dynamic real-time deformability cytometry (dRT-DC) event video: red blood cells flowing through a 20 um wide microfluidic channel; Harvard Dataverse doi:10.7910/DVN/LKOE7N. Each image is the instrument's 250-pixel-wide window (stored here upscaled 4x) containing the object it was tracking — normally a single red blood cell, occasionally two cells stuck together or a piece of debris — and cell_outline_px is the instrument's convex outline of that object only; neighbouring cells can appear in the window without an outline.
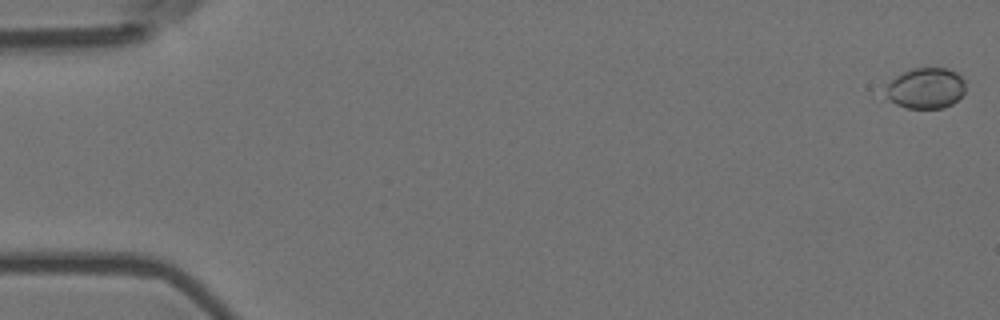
{"species": "Egyptian fruit bat (a non-hibernating species)", "species_latin": "Rousettus aegyptiacus", "temperature_condition": "room temperature", "stored_images_in_passage": 6, "camera_frame_rate_fps": 3000, "um_per_image_px": 0.085, "animal": {"sex": "female"}, "frame": {"image": 1, "passage_image": 1, "time_ms": 0.0, "image_size_px": [1000, 320], "cell_outline_px": [[964, 92], [952, 104], [944, 108], [904, 108], [896, 104], [888, 96], [884, 84], [896, 76], [912, 68], [948, 68], [956, 72], [964, 80]], "centroid_in_image_um": [78.68, 7.49], "position_along_channel_um": 6.3, "area_um2": 18.96}}
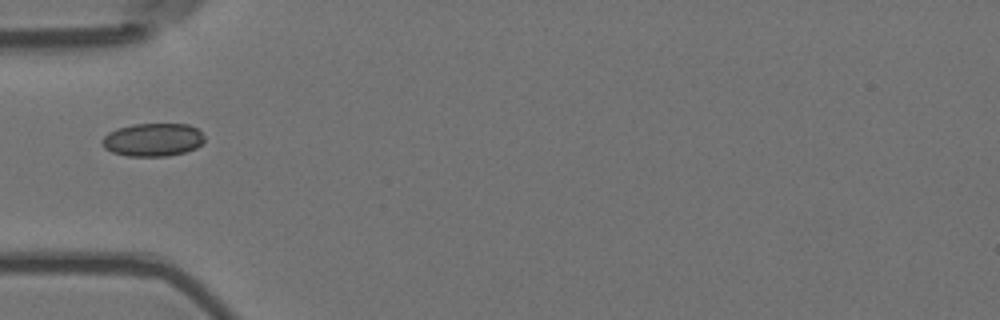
{"frame": {"image": 2, "passage_image": 6, "time_ms": 1.667, "image_size_px": [1000, 320], "cell_outline_px": [[204, 140], [196, 148], [184, 152], [168, 156], [128, 156], [112, 152], [104, 148], [100, 140], [108, 132], [132, 124], [188, 124], [196, 128], [204, 136]], "centroid_in_image_um": [12.97, 11.88], "position_along_channel_um": 72.0, "area_um2": 19.71}}